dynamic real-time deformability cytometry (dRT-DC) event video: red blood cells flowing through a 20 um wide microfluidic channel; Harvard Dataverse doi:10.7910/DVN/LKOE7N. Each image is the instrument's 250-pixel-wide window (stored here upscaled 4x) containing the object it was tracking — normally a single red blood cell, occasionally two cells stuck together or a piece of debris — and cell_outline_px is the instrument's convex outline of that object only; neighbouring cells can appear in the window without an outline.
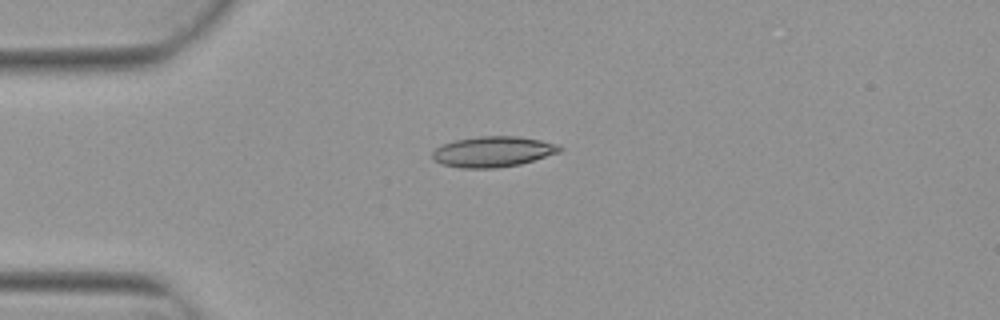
{"species": "Egyptian fruit bat (a non-hibernating species)", "species_latin": "Rousettus aegyptiacus", "temperature_condition": "warm", "stored_images_in_passage": 6, "camera_frame_rate_fps": 3000, "um_per_image_px": 0.085, "animal": {"sex": "female"}, "frame": {"image": 1, "passage_image": 3, "time_ms": 0.667, "image_size_px": [1000, 320], "cell_outline_px": [[564, 148], [560, 152], [520, 164], [496, 168], [460, 168], [440, 164], [432, 160], [432, 152], [436, 148], [444, 144], [456, 140], [480, 136], [520, 136], [540, 140], [556, 144]], "centroid_in_image_um": [41.88, 12.9], "position_along_channel_um": 43.1, "area_um2": 22.72}}
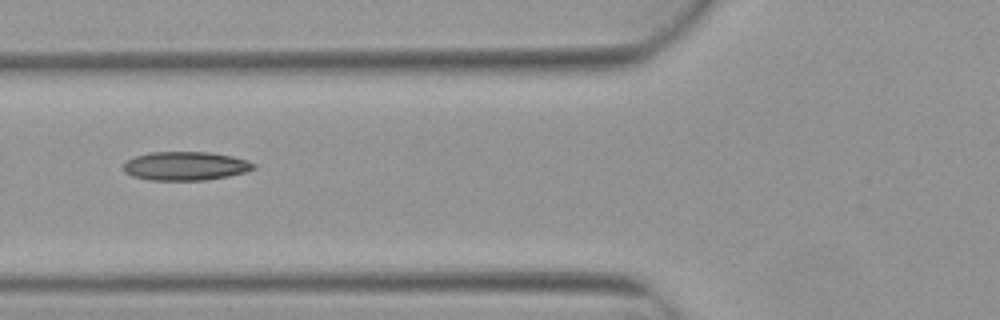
{"frame": {"image": 2, "passage_image": 5, "time_ms": 1.333, "image_size_px": [1000, 320], "cell_outline_px": [[256, 168], [244, 172], [228, 176], [204, 180], [148, 180], [132, 176], [124, 172], [124, 164], [128, 160], [136, 156], [148, 152], [208, 152], [232, 156], [248, 160], [256, 164]], "centroid_in_image_um": [15.77, 14.11], "position_along_channel_um": 110.0, "area_um2": 21.79}}
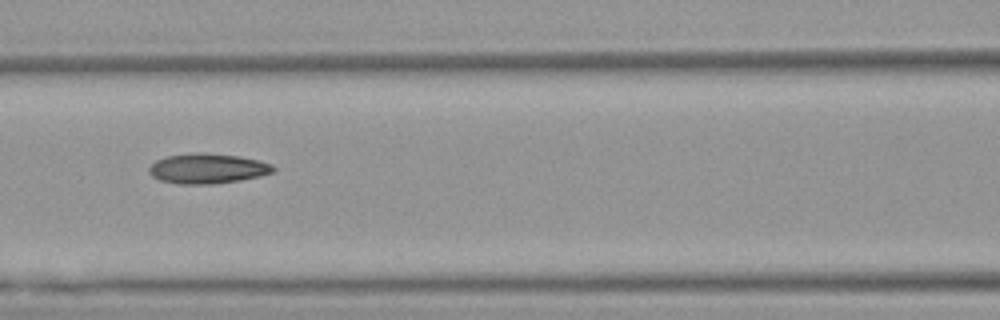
{"frame": {"image": 3, "passage_image": 6, "time_ms": 1.667, "image_size_px": [1000, 320], "cell_outline_px": [[276, 168], [272, 172], [260, 176], [240, 180], [212, 184], [176, 184], [160, 180], [152, 176], [148, 172], [148, 168], [156, 160], [168, 156], [196, 152], [200, 152], [240, 156], [260, 160], [272, 164]], "centroid_in_image_um": [17.64, 14.32], "position_along_channel_um": 149.0, "area_um2": 21.85}}